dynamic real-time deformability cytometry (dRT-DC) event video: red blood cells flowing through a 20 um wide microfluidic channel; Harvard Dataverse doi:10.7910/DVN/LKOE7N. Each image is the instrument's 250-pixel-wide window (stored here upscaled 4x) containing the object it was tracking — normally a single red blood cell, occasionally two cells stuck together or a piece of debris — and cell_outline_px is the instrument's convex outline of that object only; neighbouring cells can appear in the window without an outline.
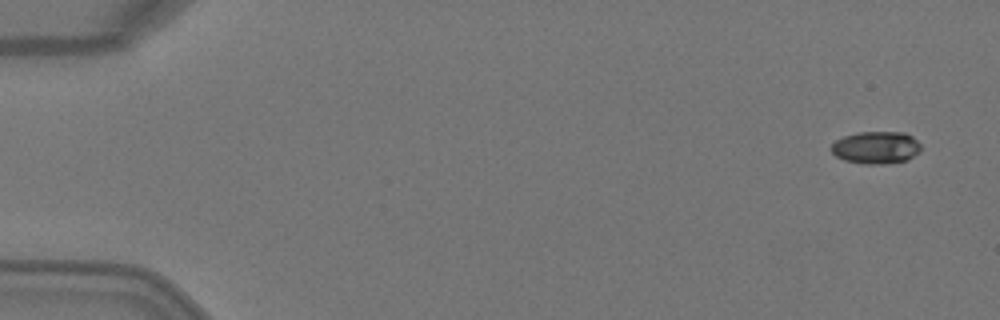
{"species": "Egyptian fruit bat (a non-hibernating species)", "species_latin": "Rousettus aegyptiacus", "temperature_condition": "warm", "stored_images_in_passage": 4, "segment_of_instrument_passage": [2, 2], "camera_frame_rate_fps": 3000, "um_per_image_px": 0.085, "animal": {"sex": "female"}, "frame": {"image": 1, "passage_image": 4, "time_ms": 1.0, "image_size_px": [1000, 320], "cell_outline_px": [[920, 152], [908, 160], [888, 164], [864, 164], [844, 160], [836, 156], [832, 152], [832, 144], [836, 140], [844, 136], [856, 132], [904, 132], [912, 136], [920, 144]], "centroid_in_image_um": [74.48, 12.55], "position_along_channel_um": 10.5, "area_um2": 17.05}}